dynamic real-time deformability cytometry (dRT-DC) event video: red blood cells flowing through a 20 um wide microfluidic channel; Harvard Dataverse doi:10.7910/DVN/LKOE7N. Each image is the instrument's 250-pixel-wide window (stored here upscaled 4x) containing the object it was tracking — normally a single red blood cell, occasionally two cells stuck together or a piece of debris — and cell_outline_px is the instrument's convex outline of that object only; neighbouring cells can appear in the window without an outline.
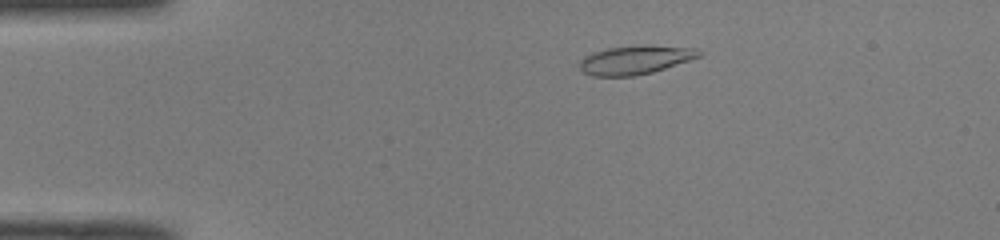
{"species": "common noctule bat (a hibernating species)", "species_latin": "Nyctalus noctula", "temperature_condition": "room temperature", "stored_images_in_passage": 48, "camera_frame_rate_fps": 3000, "um_per_image_px": 0.085, "animal": {"sex": "male", "body_mass_g": 19.0, "forearm_length_mm": 50.8}, "frame": {"image": 1, "passage_image": 8, "time_ms": 2.333, "image_size_px": [1000, 240], "cell_outline_px": [[700, 56], [652, 72], [636, 76], [592, 76], [584, 72], [580, 68], [580, 60], [584, 56], [592, 52], [608, 48], [644, 44], [696, 48], [700, 52]], "centroid_in_image_um": [53.96, 5.08], "position_along_channel_um": 31.0, "area_um2": 19.94}}
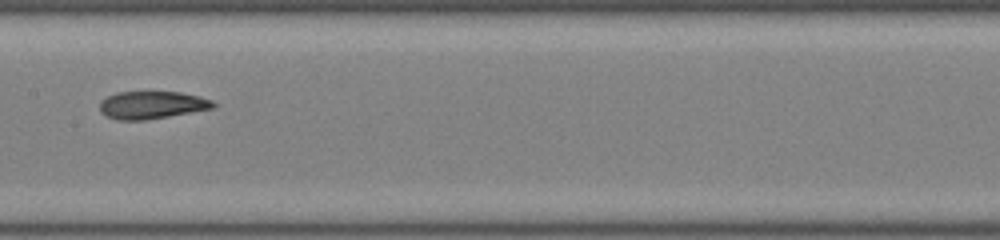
{"frame": {"image": 2, "passage_image": 24, "time_ms": 7.667, "image_size_px": [1000, 240], "cell_outline_px": [[216, 108], [144, 120], [120, 120], [108, 116], [100, 112], [100, 100], [116, 92], [180, 92], [200, 96], [212, 100], [216, 104]], "centroid_in_image_um": [12.93, 8.92], "position_along_channel_um": 194.5, "area_um2": 18.26}}
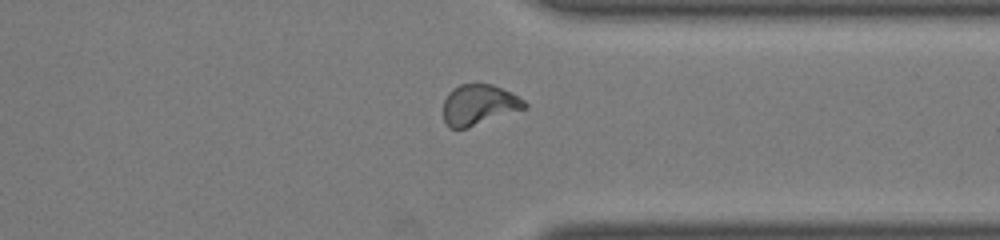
{"frame": {"image": 3, "passage_image": 37, "time_ms": 12.0, "image_size_px": [1000, 240], "cell_outline_px": [[528, 108], [468, 128], [448, 128], [444, 120], [444, 100], [448, 92], [452, 88], [460, 84], [492, 84], [524, 100], [528, 104]], "centroid_in_image_um": [40.7, 8.92], "position_along_channel_um": 370.7, "area_um2": 19.25}, "authors_computed_cell_mechanics": {"area_um2": 18.9584, "velocity_mm_per_s": 4.0865, "shape_relaxation_time_tau1_ms": 10.0245, "shape_relaxation_time_tau2_ms": 2.0262, "deformation_change_tau1": 0.2803, "deformation_change_tau2": 0.075}}